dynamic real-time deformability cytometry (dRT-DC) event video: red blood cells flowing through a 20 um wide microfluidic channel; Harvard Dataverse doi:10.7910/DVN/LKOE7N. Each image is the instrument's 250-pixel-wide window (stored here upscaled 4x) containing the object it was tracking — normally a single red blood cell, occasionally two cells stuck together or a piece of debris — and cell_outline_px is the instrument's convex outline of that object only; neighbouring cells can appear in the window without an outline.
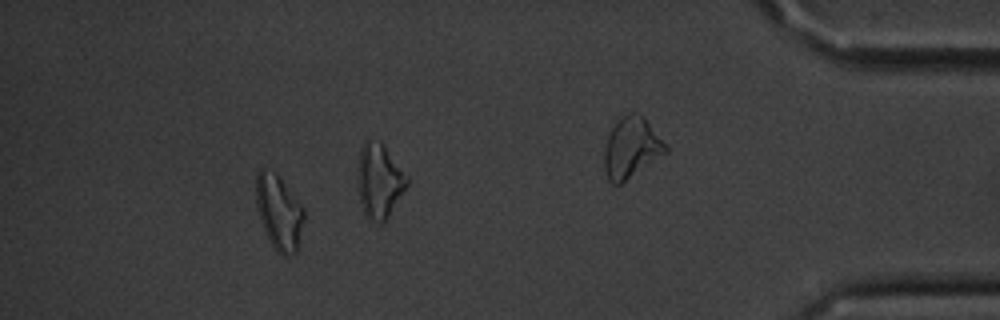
{"species": "common noctule bat (a hibernating species)", "species_latin": "Nyctalus noctula", "temperature_condition": "cold", "stored_images_in_passage": 16, "camera_frame_rate_fps": 3000, "um_per_image_px": 0.085, "animal": {"sex": "male", "body_mass_g": 20.1, "forearm_length_mm": 53.5}, "frame": {"image": 1, "passage_image": 14, "time_ms": 16.0, "image_size_px": [1000, 320], "cell_outline_px": [[304, 220], [296, 252], [288, 256], [284, 256], [276, 252], [260, 220], [256, 204], [256, 176], [260, 168], [276, 172], [304, 208]], "centroid_in_image_um": [23.71, 18.03], "position_along_channel_um": 411.5, "area_um2": 20.75}}